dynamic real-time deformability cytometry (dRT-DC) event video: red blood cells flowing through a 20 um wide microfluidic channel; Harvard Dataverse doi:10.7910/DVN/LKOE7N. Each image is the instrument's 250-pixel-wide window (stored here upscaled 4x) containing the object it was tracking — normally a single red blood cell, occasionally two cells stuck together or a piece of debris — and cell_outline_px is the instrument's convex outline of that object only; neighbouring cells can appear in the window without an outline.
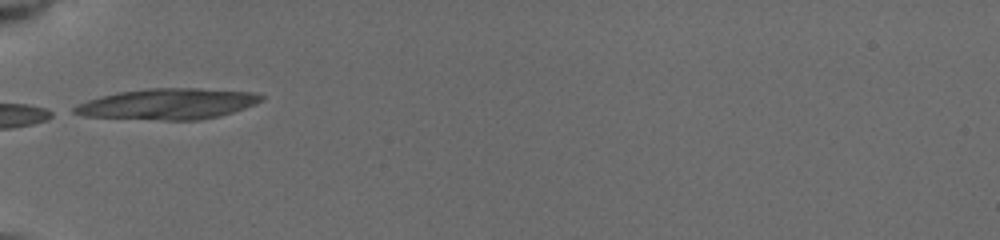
{"species": "common noctule bat (a hibernating species)", "species_latin": "Nyctalus noctula", "temperature_condition": "cold", "stored_images_in_passage": 8, "camera_frame_rate_fps": 3000, "um_per_image_px": 0.085, "animal": {"sex": "female", "body_mass_g": 19.5, "forearm_length_mm": 54.1}, "frame": {"image": 1, "passage_image": 1, "time_ms": 0.0, "image_size_px": [1000, 240], "cell_outline_px": [[264, 100], [256, 104], [232, 112], [200, 120], [164, 120], [84, 116], [72, 112], [72, 108], [88, 100], [100, 96], [116, 92], [148, 88], [200, 88], [252, 92], [264, 96]], "centroid_in_image_um": [14.28, 8.82], "position_along_channel_um": 70.7, "area_um2": 33.52}}